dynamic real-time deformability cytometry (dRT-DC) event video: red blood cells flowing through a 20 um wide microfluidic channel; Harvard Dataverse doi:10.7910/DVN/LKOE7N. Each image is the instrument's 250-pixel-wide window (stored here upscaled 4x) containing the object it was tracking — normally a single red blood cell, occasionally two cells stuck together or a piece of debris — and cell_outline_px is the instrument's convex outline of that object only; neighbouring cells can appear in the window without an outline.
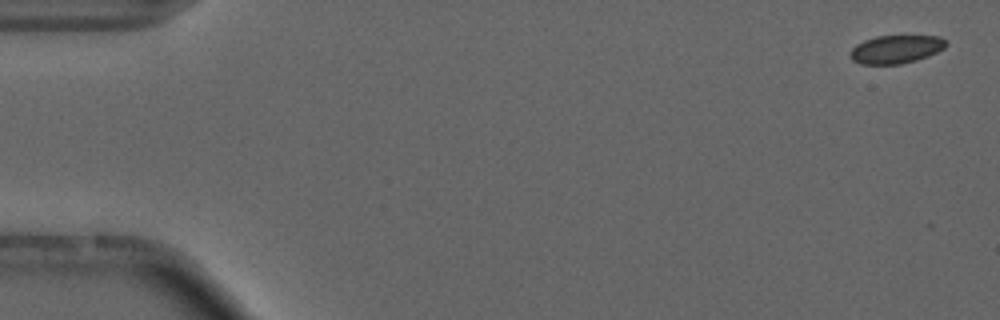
{"species": "common noctule bat (a hibernating species)", "species_latin": "Nyctalus noctula", "temperature_condition": "cold", "stored_images_in_passage": 6, "camera_frame_rate_fps": 3000, "um_per_image_px": 0.085, "animal": {"sex": "male", "forearm_length_mm": 52.5}, "frame": {"image": 1, "passage_image": 1, "time_ms": 0.0, "image_size_px": [1000, 320], "cell_outline_px": [[948, 44], [944, 48], [928, 56], [916, 60], [900, 64], [860, 64], [852, 60], [848, 56], [852, 48], [856, 44], [864, 40], [876, 36], [940, 36], [948, 40]], "centroid_in_image_um": [76.15, 4.18], "position_along_channel_um": 8.8, "area_um2": 15.9}}